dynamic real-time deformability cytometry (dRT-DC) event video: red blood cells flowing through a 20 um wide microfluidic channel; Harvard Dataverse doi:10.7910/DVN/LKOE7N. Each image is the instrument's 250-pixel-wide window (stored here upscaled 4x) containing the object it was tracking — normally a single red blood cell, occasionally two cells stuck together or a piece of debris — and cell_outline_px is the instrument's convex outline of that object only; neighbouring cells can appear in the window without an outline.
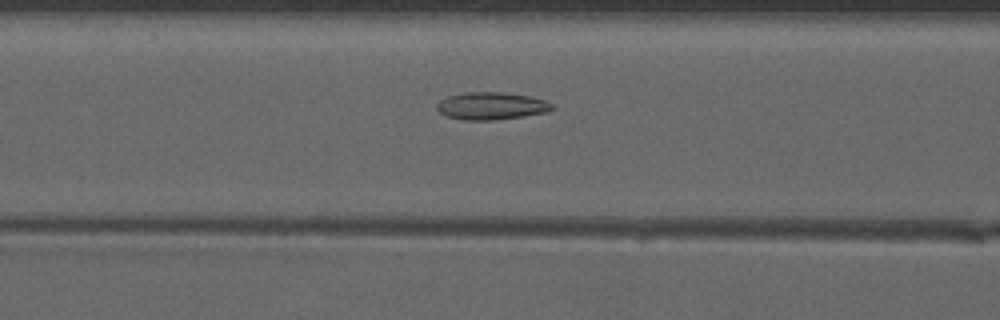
{"species": "common noctule bat (a hibernating species)", "species_latin": "Nyctalus noctula", "temperature_condition": "warm", "stored_images_in_passage": 36, "camera_frame_rate_fps": 3000, "um_per_image_px": 0.085, "animal": {"sex": "male", "forearm_length_mm": 52.5}, "frame": {"image": 1, "passage_image": 16, "time_ms": 5.0, "image_size_px": [1000, 320], "cell_outline_px": [[556, 108], [548, 112], [524, 116], [496, 120], [464, 120], [448, 116], [440, 112], [436, 108], [436, 104], [440, 100], [448, 96], [464, 92], [504, 92], [532, 96], [544, 100], [552, 104]], "centroid_in_image_um": [41.79, 9.0], "position_along_channel_um": 124.8, "area_um2": 18.61}}
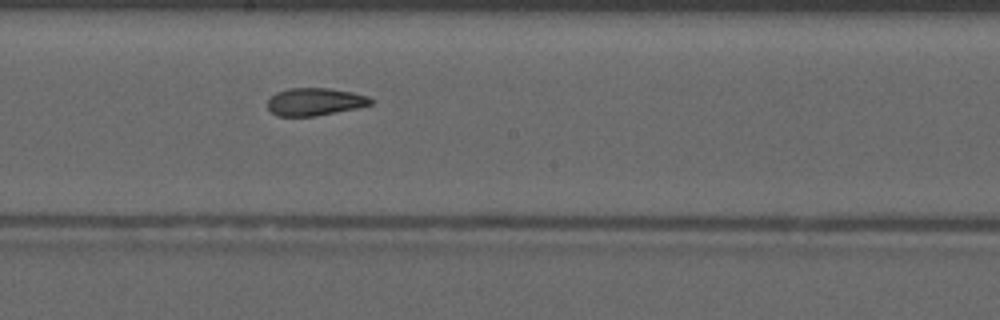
{"frame": {"image": 2, "passage_image": 23, "time_ms": 7.333, "image_size_px": [1000, 320], "cell_outline_px": [[372, 104], [356, 108], [316, 116], [276, 116], [268, 108], [268, 100], [276, 92], [288, 88], [328, 88], [352, 92], [368, 96], [372, 100]], "centroid_in_image_um": [26.75, 8.65], "position_along_channel_um": 221.5, "area_um2": 16.53}}
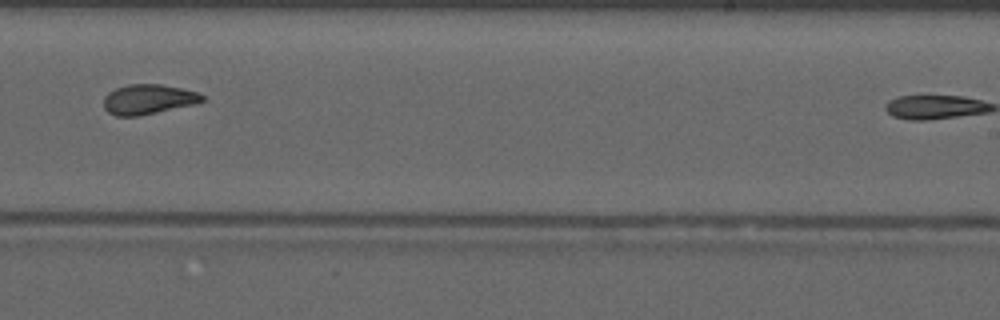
{"frame": {"image": 3, "passage_image": 27, "time_ms": 8.667, "image_size_px": [1000, 320], "cell_outline_px": [[204, 100], [196, 104], [140, 116], [116, 116], [108, 112], [104, 108], [104, 96], [108, 92], [116, 88], [128, 84], [160, 84], [200, 92], [204, 96]], "centroid_in_image_um": [12.61, 8.44], "position_along_channel_um": 276.4, "area_um2": 17.34}}